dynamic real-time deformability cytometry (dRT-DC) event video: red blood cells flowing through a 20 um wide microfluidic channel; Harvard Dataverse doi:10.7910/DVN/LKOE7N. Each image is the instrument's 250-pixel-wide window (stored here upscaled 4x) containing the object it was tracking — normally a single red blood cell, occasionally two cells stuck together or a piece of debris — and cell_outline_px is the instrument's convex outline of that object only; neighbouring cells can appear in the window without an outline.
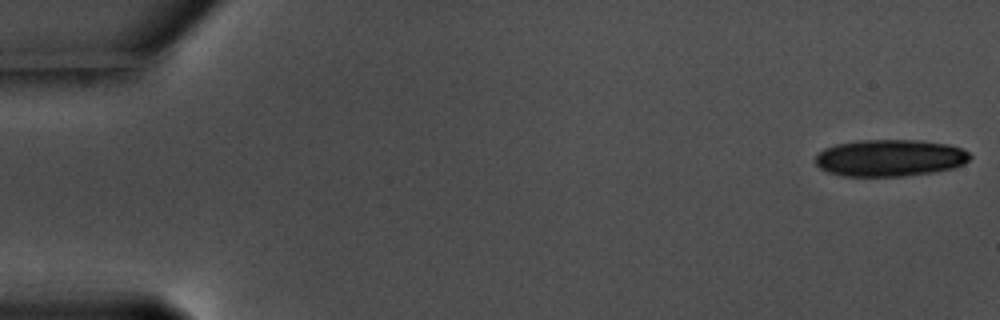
{"species": "common noctule bat (a hibernating species)", "species_latin": "Nyctalus noctula", "temperature_condition": "warm", "stored_images_in_passage": 17, "camera_frame_rate_fps": 3000, "um_per_image_px": 0.085, "animal": {"sex": "male", "body_mass_g": 17.5, "forearm_length_mm": 52.3}, "frame": {"image": 1, "passage_image": 1, "time_ms": 0.0, "image_size_px": [1000, 320], "cell_outline_px": [[972, 156], [964, 164], [952, 168], [932, 172], [900, 176], [840, 176], [828, 172], [820, 168], [816, 164], [816, 156], [824, 148], [836, 144], [860, 140], [920, 140], [948, 144], [960, 148], [968, 152]], "centroid_in_image_um": [75.63, 13.42], "position_along_channel_um": 9.4, "area_um2": 33.18}}